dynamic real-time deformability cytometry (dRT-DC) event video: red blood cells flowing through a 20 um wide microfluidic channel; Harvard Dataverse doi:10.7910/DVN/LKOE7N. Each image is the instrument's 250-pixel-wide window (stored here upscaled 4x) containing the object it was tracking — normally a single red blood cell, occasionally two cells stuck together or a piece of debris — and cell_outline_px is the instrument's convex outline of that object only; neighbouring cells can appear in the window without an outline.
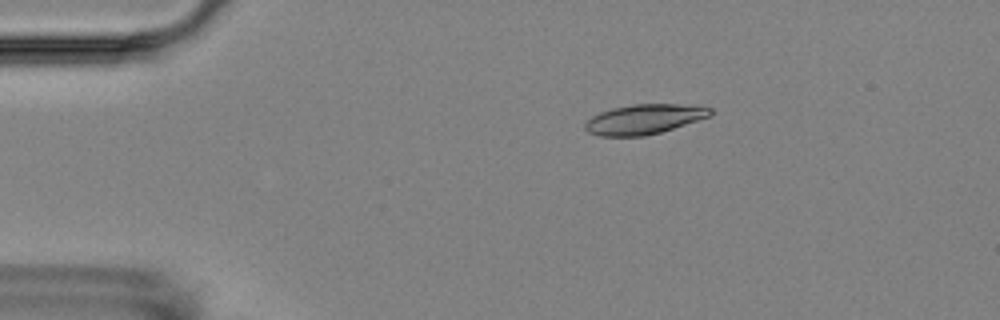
{"species": "Egyptian fruit bat (a non-hibernating species)", "species_latin": "Rousettus aegyptiacus", "temperature_condition": "room temperature", "stored_images_in_passage": 5, "camera_frame_rate_fps": 3000, "um_per_image_px": 0.085, "animal": {"sex": "female"}, "frame": {"image": 1, "passage_image": 5, "time_ms": 6.0, "image_size_px": [1000, 320], "cell_outline_px": [[712, 116], [660, 132], [644, 136], [600, 136], [588, 132], [584, 128], [584, 124], [592, 116], [600, 112], [612, 108], [632, 104], [704, 104], [712, 108]], "centroid_in_image_um": [54.82, 10.11], "position_along_channel_um": 30.2, "area_um2": 22.08}}